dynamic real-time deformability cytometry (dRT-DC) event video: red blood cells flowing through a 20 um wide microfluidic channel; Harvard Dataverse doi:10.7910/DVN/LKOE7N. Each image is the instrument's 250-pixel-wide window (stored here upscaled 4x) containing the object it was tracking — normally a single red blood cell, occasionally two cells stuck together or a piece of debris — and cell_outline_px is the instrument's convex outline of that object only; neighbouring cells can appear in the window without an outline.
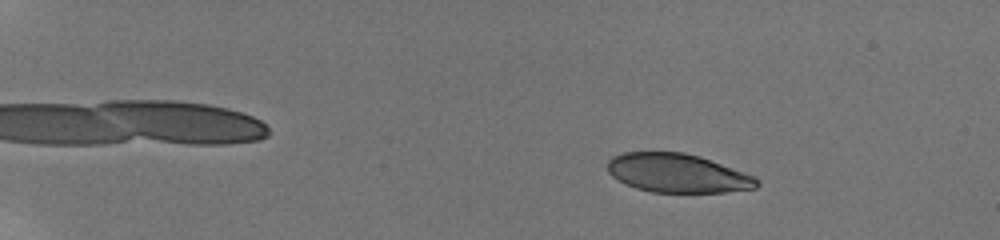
{"species": "human", "species_latin": "Homo sapiens", "temperature_condition": "room temperature", "stored_images_in_passage": 48, "camera_frame_rate_fps": 3000, "um_per_image_px": 0.085, "donor": {"sex": "male"}, "frame": {"image": 1, "passage_image": 6, "time_ms": 2.667, "image_size_px": [1000, 240], "cell_outline_px": [[760, 184], [756, 188], [724, 192], [652, 192], [636, 188], [612, 176], [608, 172], [608, 160], [612, 156], [624, 152], [684, 152], [700, 156], [756, 176], [760, 180]], "centroid_in_image_um": [57.62, 14.71], "position_along_channel_um": 27.4, "area_um2": 33.81}}
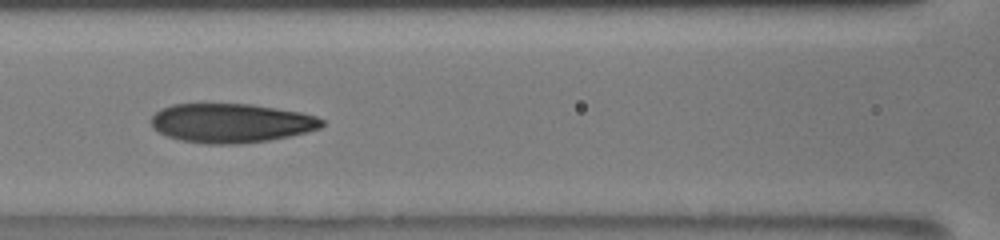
{"frame": {"image": 2, "passage_image": 19, "time_ms": 9.333, "image_size_px": [1000, 240], "cell_outline_px": [[324, 124], [320, 128], [288, 136], [268, 140], [240, 144], [204, 144], [180, 140], [168, 136], [152, 128], [152, 116], [160, 108], [172, 104], [252, 104], [300, 112], [316, 116], [324, 120]], "centroid_in_image_um": [19.63, 10.46], "position_along_channel_um": 147.0, "area_um2": 38.9}}
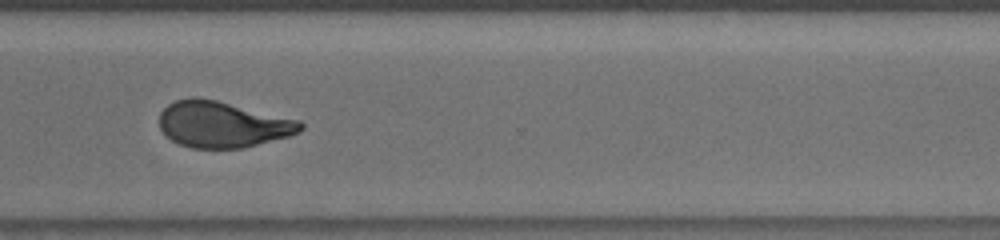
{"frame": {"image": 3, "passage_image": 30, "time_ms": 14.667, "image_size_px": [1000, 240], "cell_outline_px": [[304, 128], [300, 132], [288, 136], [240, 148], [192, 148], [180, 144], [172, 140], [160, 128], [160, 112], [168, 104], [176, 100], [188, 96], [200, 96], [300, 120], [304, 124]], "centroid_in_image_um": [18.91, 10.55], "position_along_channel_um": 351.7, "area_um2": 37.92}, "authors_computed_cell_mechanics": {"area_um2": 37.7434, "velocity_mm_per_s": 3.8515, "shape_relaxation_time_tau1_ms": 5.459, "shape_relaxation_time_tau2_ms": 1.3328, "deformation_change_tau1": 0.1925, "deformation_change_tau2": 0.0711}}